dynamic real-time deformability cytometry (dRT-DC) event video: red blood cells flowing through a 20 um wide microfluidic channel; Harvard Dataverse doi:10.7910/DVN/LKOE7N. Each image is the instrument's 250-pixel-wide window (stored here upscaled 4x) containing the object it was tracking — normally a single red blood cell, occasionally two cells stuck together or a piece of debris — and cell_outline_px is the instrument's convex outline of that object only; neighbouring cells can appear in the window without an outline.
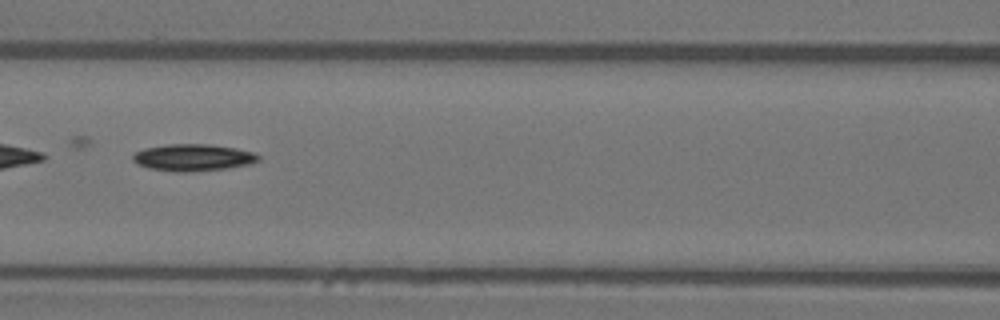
{"species": "Egyptian fruit bat (a non-hibernating species)", "species_latin": "Rousettus aegyptiacus", "temperature_condition": "warm", "stored_images_in_passage": 42, "camera_frame_rate_fps": 3000, "um_per_image_px": 0.085, "animal": {"sex": "female"}, "frame": {"image": 1, "passage_image": 13, "time_ms": 4.0, "image_size_px": [1000, 320], "cell_outline_px": [[260, 160], [248, 164], [224, 168], [184, 172], [180, 172], [148, 168], [136, 164], [132, 160], [132, 156], [136, 152], [144, 148], [168, 144], [208, 144], [236, 148], [256, 152], [260, 156]], "centroid_in_image_um": [16.4, 13.38], "position_along_channel_um": 150.2, "area_um2": 19.59}}
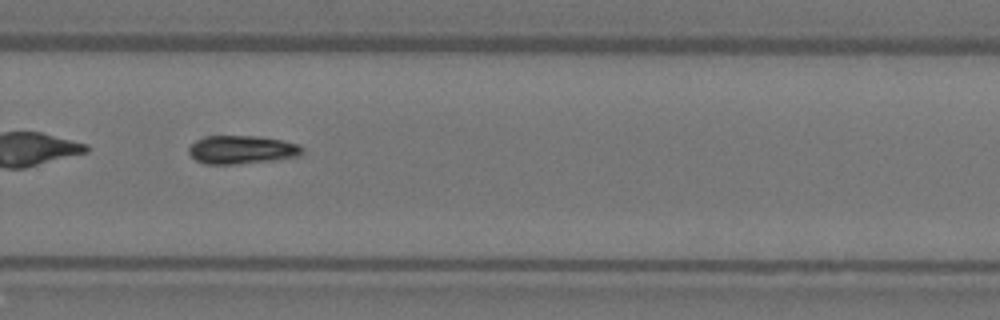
{"frame": {"image": 2, "passage_image": 25, "time_ms": 8.0, "image_size_px": [1000, 320], "cell_outline_px": [[304, 152], [300, 156], [276, 160], [236, 164], [204, 164], [196, 160], [188, 152], [188, 148], [196, 140], [204, 136], [256, 136], [280, 140], [296, 144], [304, 148]], "centroid_in_image_um": [20.55, 12.73], "position_along_channel_um": 309.3, "area_um2": 18.79}}
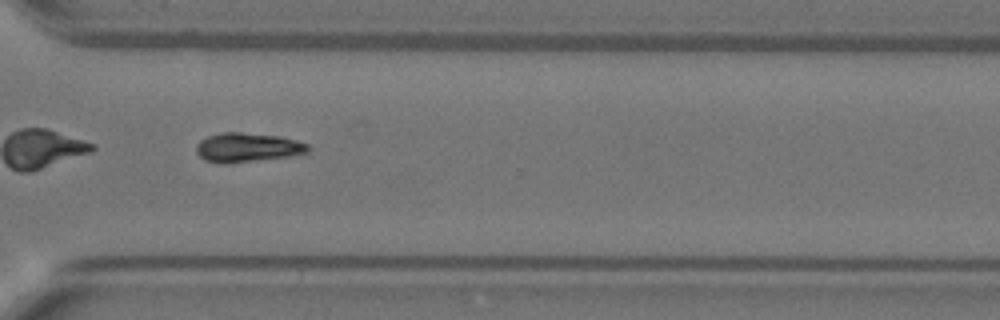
{"frame": {"image": 3, "passage_image": 28, "time_ms": 9.0, "image_size_px": [1000, 320], "cell_outline_px": [[312, 148], [308, 152], [288, 156], [224, 164], [220, 164], [204, 160], [196, 152], [196, 144], [200, 140], [208, 136], [220, 132], [240, 132], [280, 136], [296, 140], [308, 144]], "centroid_in_image_um": [21.01, 12.53], "position_along_channel_um": 349.6, "area_um2": 19.07}, "authors_computed_cell_mechanics": {"area_um2": 18.9006, "velocity_mm_per_s": 3.9979, "shape_relaxation_time_tau1_ms": 5.0399, "shape_relaxation_time_tau2_ms": null, "deformation_change_tau1": 0.1557, "deformation_change_tau2": null}}